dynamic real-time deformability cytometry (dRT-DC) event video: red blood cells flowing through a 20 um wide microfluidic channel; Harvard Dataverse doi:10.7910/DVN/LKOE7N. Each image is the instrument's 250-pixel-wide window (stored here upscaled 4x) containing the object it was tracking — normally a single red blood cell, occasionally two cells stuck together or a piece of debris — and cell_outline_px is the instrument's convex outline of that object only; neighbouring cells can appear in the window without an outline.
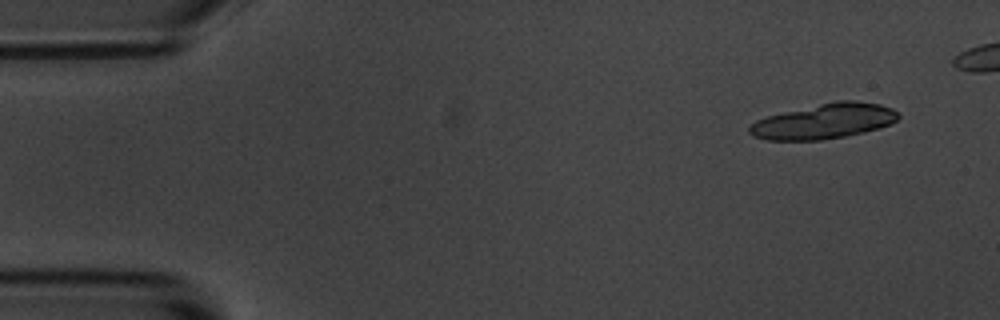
{"species": "common noctule bat (a hibernating species)", "species_latin": "Nyctalus noctula", "temperature_condition": "room temperature", "stored_images_in_passage": 11, "segment_of_instrument_passage": [1, 2], "camera_frame_rate_fps": 3000, "um_per_image_px": 0.085, "animal": {"sex": "male", "body_mass_g": 20.1, "forearm_length_mm": 53.5}, "frame": {"image": 1, "passage_image": 1, "time_ms": 0.0, "image_size_px": [1000, 320], "cell_outline_px": [[900, 116], [896, 120], [880, 128], [864, 132], [844, 136], [820, 140], [768, 140], [752, 136], [748, 132], [748, 128], [756, 120], [768, 116], [784, 112], [836, 100], [856, 100], [880, 104], [892, 108], [900, 112]], "centroid_in_image_um": [70.07, 10.3], "position_along_channel_um": 14.9, "area_um2": 30.4}}